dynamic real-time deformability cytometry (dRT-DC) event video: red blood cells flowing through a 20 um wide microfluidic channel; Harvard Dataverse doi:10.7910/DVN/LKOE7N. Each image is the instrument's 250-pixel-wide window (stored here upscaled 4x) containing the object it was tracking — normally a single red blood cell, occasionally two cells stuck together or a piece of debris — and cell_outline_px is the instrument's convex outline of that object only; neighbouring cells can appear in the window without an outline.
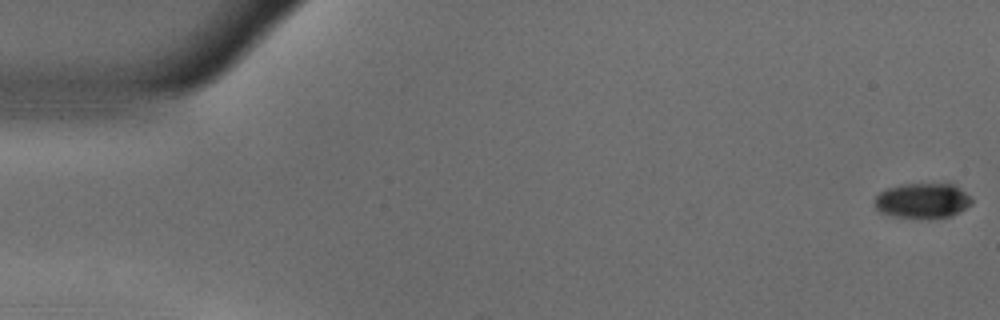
{"species": "common noctule bat (a hibernating species)", "species_latin": "Nyctalus noctula", "temperature_condition": "warm", "stored_images_in_passage": 56, "camera_frame_rate_fps": 3000, "um_per_image_px": 0.085, "animal": {"sex": "male", "body_mass_g": 18.8}, "frame": {"image": 1, "passage_image": 1, "time_ms": 0.0, "image_size_px": [1000, 320], "cell_outline_px": [[972, 204], [960, 212], [952, 216], [928, 220], [892, 216], [880, 212], [876, 208], [876, 196], [880, 192], [888, 188], [900, 184], [952, 184], [964, 192], [972, 200]], "centroid_in_image_um": [78.42, 17.09], "position_along_channel_um": 6.6, "area_um2": 20.06}}
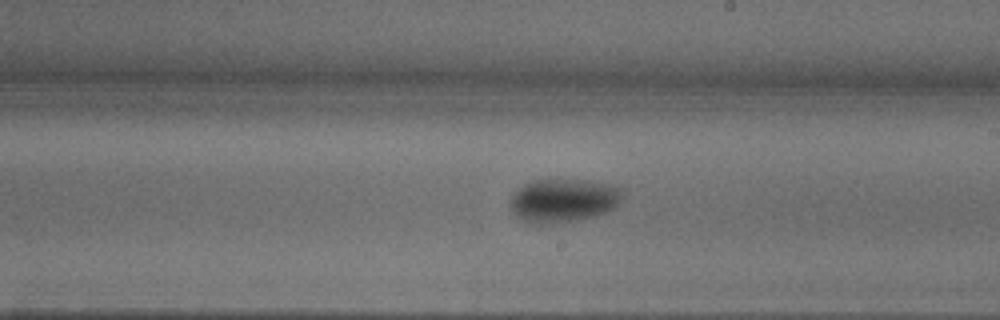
{"frame": {"image": 2, "passage_image": 32, "time_ms": 10.333, "image_size_px": [1000, 320], "cell_outline_px": [[624, 196], [616, 208], [608, 212], [580, 220], [552, 224], [528, 224], [520, 220], [512, 212], [508, 204], [512, 196], [524, 184], [532, 180], [584, 180], [612, 184], [620, 188], [624, 192]], "centroid_in_image_um": [47.9, 17.06], "position_along_channel_um": 241.1, "area_um2": 29.13}}
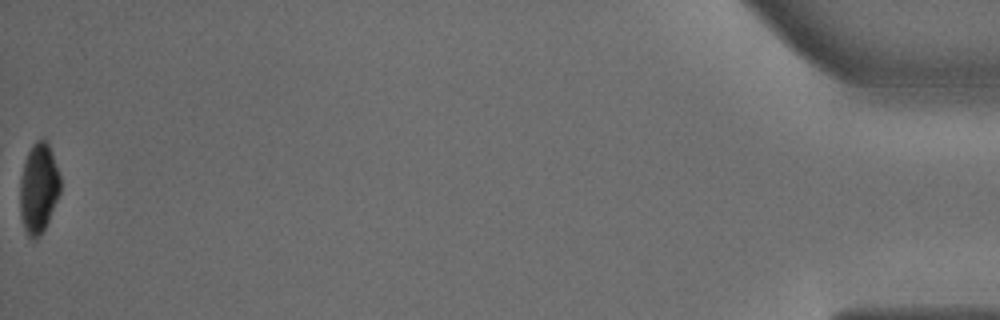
{"frame": {"image": 3, "passage_image": 56, "time_ms": 18.333, "image_size_px": [1000, 320], "cell_outline_px": [[60, 192], [48, 220], [44, 228], [36, 240], [32, 240], [28, 236], [24, 228], [20, 216], [20, 180], [24, 160], [32, 144], [36, 140], [44, 136], [48, 140], [60, 176]], "centroid_in_image_um": [3.27, 15.95], "position_along_channel_um": 431.9, "area_um2": 21.33}, "authors_computed_cell_mechanics": {"area_um2": 25.2297, "velocity_mm_per_s": 3.6373, "shape_relaxation_time_tau1_ms": 3.833, "shape_relaxation_time_tau2_ms": null, "deformation_change_tau1": 0.1345, "deformation_change_tau2": null}}